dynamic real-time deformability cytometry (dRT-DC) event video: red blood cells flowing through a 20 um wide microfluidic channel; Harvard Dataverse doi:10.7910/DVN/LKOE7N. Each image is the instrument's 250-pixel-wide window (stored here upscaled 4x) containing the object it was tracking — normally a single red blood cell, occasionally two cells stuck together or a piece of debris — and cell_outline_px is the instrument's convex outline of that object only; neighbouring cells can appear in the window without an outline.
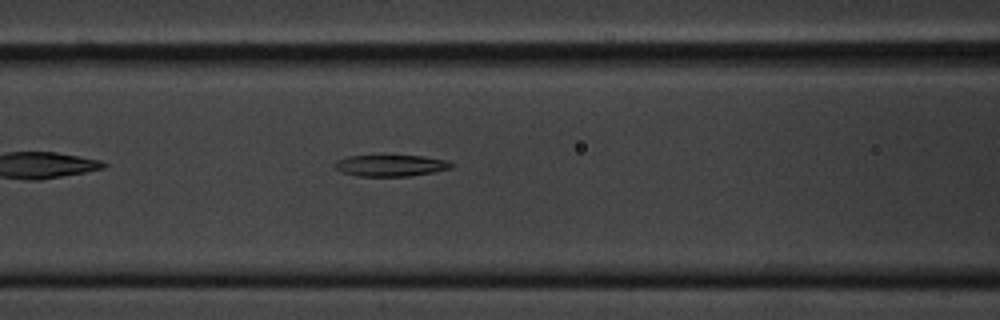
{"species": "common noctule bat (a hibernating species)", "species_latin": "Nyctalus noctula", "temperature_condition": "cold", "stored_images_in_passage": 42, "camera_frame_rate_fps": 3000, "um_per_image_px": 0.085, "animal": {"sex": "male", "body_mass_g": 20.1, "forearm_length_mm": 53.5}, "frame": {"image": 1, "passage_image": 10, "time_ms": 3.0, "image_size_px": [1000, 320], "cell_outline_px": [[452, 168], [412, 176], [356, 176], [340, 172], [332, 164], [336, 160], [348, 156], [424, 156], [448, 160], [452, 164]], "centroid_in_image_um": [33.18, 14.07], "position_along_channel_um": 133.4, "area_um2": 14.62}}
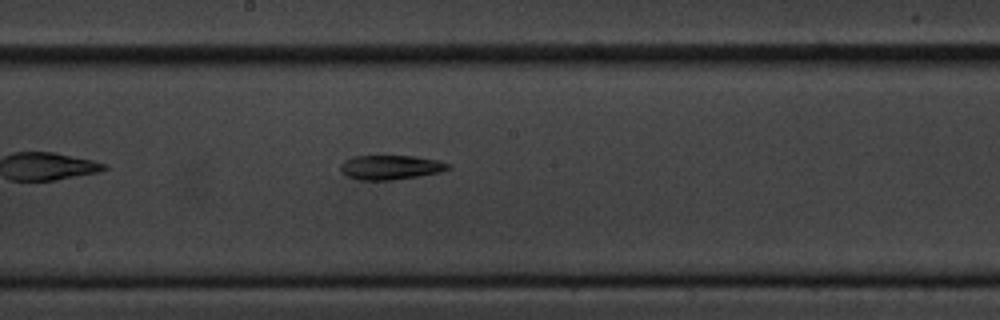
{"frame": {"image": 2, "passage_image": 17, "time_ms": 5.333, "image_size_px": [1000, 320], "cell_outline_px": [[452, 168], [440, 172], [392, 180], [360, 180], [348, 176], [340, 172], [340, 164], [344, 160], [352, 156], [416, 156], [436, 160], [448, 164]], "centroid_in_image_um": [33.15, 14.22], "position_along_channel_um": 215.0, "area_um2": 15.26}}
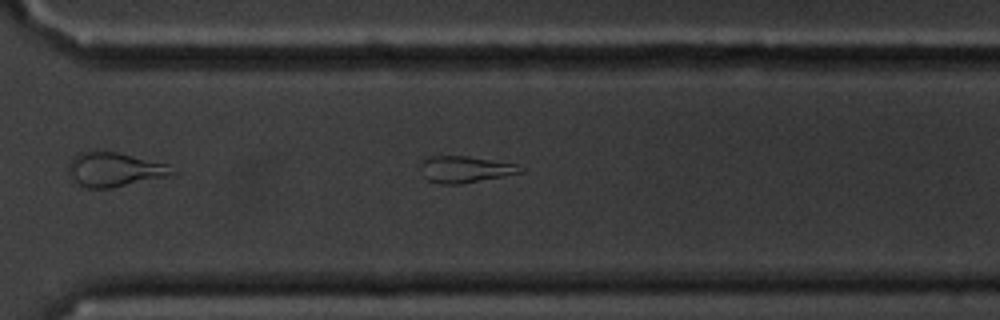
{"frame": {"image": 3, "passage_image": 27, "time_ms": 8.667, "image_size_px": [1000, 320], "cell_outline_px": [[528, 172], [460, 184], [440, 184], [428, 180], [424, 176], [420, 164], [424, 156], [468, 156], [516, 164]], "centroid_in_image_um": [39.55, 14.39], "position_along_channel_um": 331.1, "area_um2": 15.61}}